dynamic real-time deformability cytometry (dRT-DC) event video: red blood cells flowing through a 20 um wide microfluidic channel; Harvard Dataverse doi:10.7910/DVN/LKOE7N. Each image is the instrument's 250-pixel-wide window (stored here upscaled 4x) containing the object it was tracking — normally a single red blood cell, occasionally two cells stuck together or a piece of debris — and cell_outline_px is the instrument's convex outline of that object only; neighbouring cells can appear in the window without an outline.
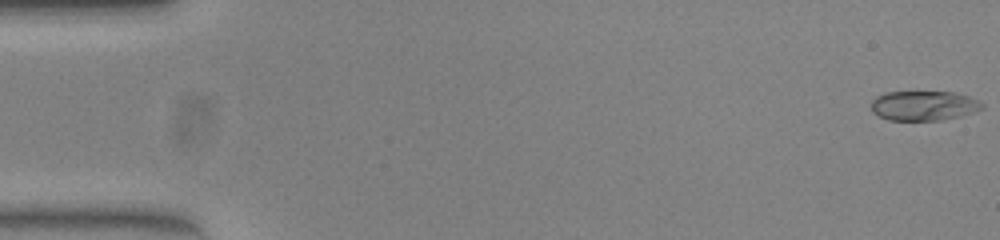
{"species": "common noctule bat (a hibernating species)", "species_latin": "Nyctalus noctula", "temperature_condition": "warm", "stored_images_in_passage": 53, "camera_frame_rate_fps": 3000, "um_per_image_px": 0.085, "animal": {"sex": "female", "body_mass_g": 23.0, "forearm_length_mm": 53.4}, "frame": {"image": 1, "passage_image": 1, "time_ms": 0.0, "image_size_px": [1000, 240], "cell_outline_px": [[984, 108], [976, 112], [960, 116], [940, 120], [888, 120], [872, 112], [872, 100], [876, 96], [884, 92], [956, 92], [968, 96], [984, 104]], "centroid_in_image_um": [78.53, 8.98], "position_along_channel_um": 6.5, "area_um2": 19.25}}
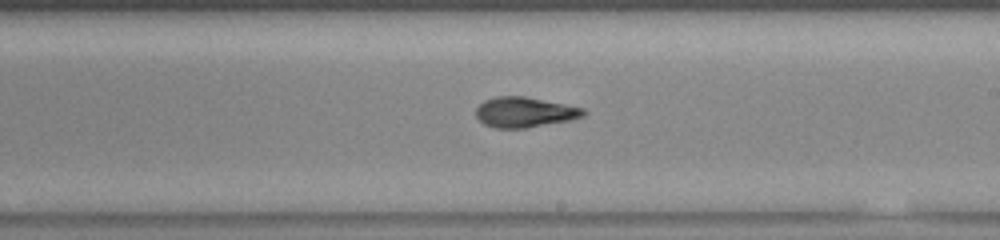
{"frame": {"image": 2, "passage_image": 31, "time_ms": 10.0, "image_size_px": [1000, 240], "cell_outline_px": [[588, 112], [584, 116], [568, 120], [524, 128], [496, 128], [484, 124], [476, 116], [476, 108], [484, 100], [496, 96], [524, 96], [584, 108]], "centroid_in_image_um": [44.58, 9.53], "position_along_channel_um": 244.4, "area_um2": 18.79}}
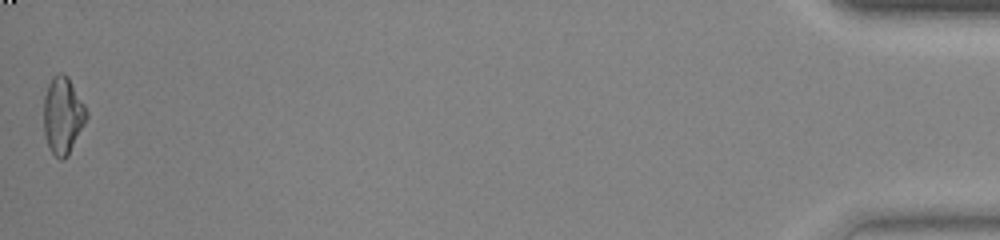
{"frame": {"image": 3, "passage_image": 53, "time_ms": 17.333, "image_size_px": [1000, 240], "cell_outline_px": [[88, 116], [68, 156], [60, 160], [52, 152], [44, 136], [44, 96], [48, 84], [52, 76], [60, 72], [68, 76], [84, 104], [88, 112]], "centroid_in_image_um": [5.34, 9.79], "position_along_channel_um": 429.9, "area_um2": 19.13}, "authors_computed_cell_mechanics": {"area_um2": 19.2474, "velocity_mm_per_s": 3.8824, "shape_relaxation_time_tau1_ms": null, "shape_relaxation_time_tau2_ms": 1.8241, "deformation_change_tau1": null, "deformation_change_tau2": 0.0775}}